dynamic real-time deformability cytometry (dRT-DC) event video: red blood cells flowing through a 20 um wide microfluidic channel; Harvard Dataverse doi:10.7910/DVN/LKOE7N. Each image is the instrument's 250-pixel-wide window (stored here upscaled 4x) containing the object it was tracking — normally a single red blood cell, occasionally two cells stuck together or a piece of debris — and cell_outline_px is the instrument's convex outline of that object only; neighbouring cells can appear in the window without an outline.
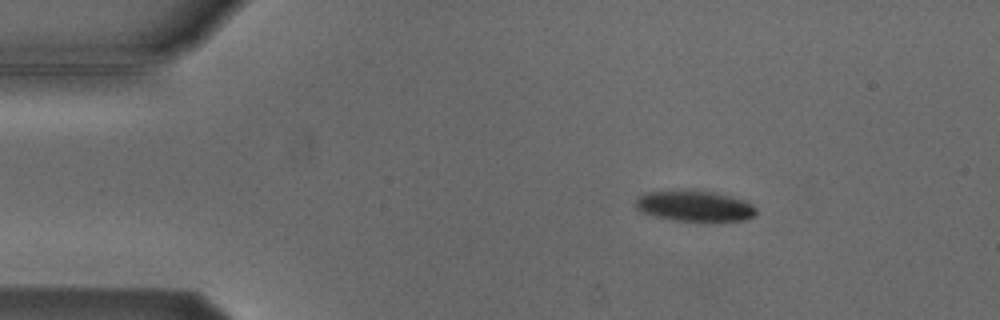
{"species": "Egyptian fruit bat (a non-hibernating species)", "species_latin": "Rousettus aegyptiacus", "temperature_condition": "cold", "stored_images_in_passage": 4, "camera_frame_rate_fps": 3000, "um_per_image_px": 0.085, "animal": {"sex": "male"}, "frame": {"image": 1, "passage_image": 2, "time_ms": 1.333, "image_size_px": [1000, 320], "cell_outline_px": [[756, 216], [744, 220], [672, 220], [640, 212], [636, 208], [636, 200], [640, 196], [648, 192], [716, 192], [744, 200], [752, 204], [756, 208]], "centroid_in_image_um": [59.08, 17.53], "position_along_channel_um": 25.9, "area_um2": 20.81}}